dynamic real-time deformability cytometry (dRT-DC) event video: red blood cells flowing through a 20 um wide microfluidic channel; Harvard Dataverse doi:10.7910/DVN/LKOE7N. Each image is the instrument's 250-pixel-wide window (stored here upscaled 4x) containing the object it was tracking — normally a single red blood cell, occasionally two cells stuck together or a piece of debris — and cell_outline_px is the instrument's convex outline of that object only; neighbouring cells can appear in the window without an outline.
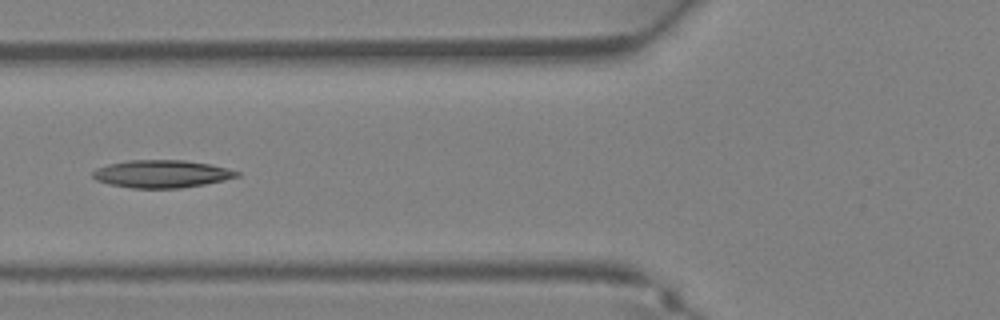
{"species": "Egyptian fruit bat (a non-hibernating species)", "species_latin": "Rousettus aegyptiacus", "temperature_condition": "warm", "stored_images_in_passage": 36, "camera_frame_rate_fps": 3000, "um_per_image_px": 0.085, "animal": {"sex": "female"}, "frame": {"image": 1, "passage_image": 14, "time_ms": 4.333, "image_size_px": [1000, 320], "cell_outline_px": [[240, 176], [224, 180], [204, 184], [180, 188], [132, 188], [112, 184], [96, 180], [92, 176], [92, 172], [96, 168], [108, 164], [128, 160], [184, 160], [212, 164], [240, 172]], "centroid_in_image_um": [13.75, 14.77], "position_along_channel_um": 112.0, "area_um2": 23.18}}
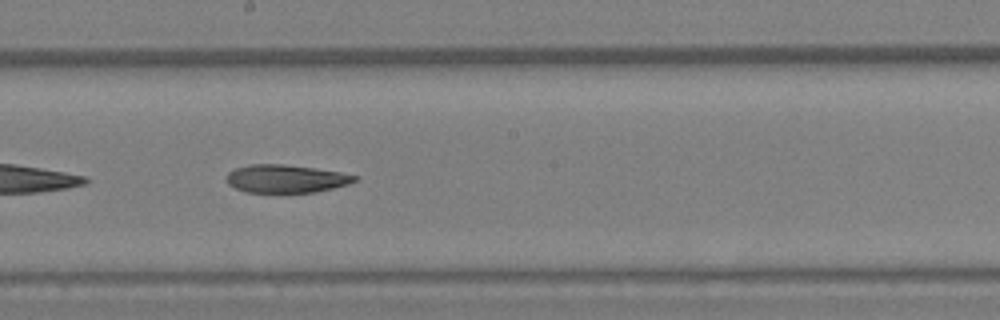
{"frame": {"image": 2, "passage_image": 20, "time_ms": 6.333, "image_size_px": [1000, 320], "cell_outline_px": [[360, 176], [356, 180], [348, 184], [332, 188], [312, 192], [248, 192], [236, 188], [228, 184], [228, 172], [236, 168], [248, 164], [284, 164], [316, 168], [340, 172]], "centroid_in_image_um": [24.32, 15.17], "position_along_channel_um": 223.9, "area_um2": 20.75}}
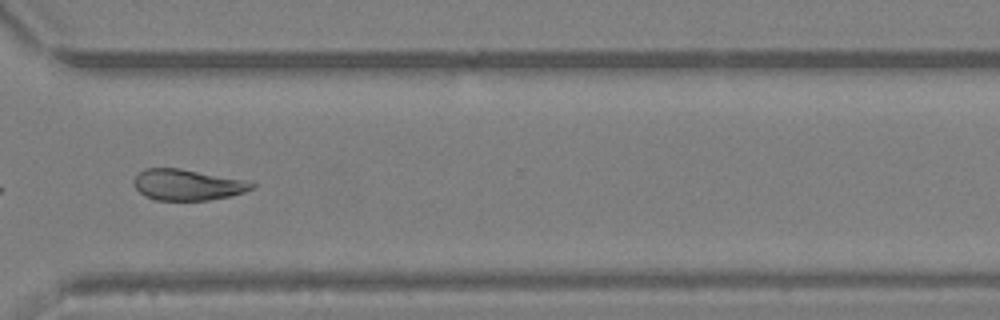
{"frame": {"image": 3, "passage_image": 27, "time_ms": 8.667, "image_size_px": [1000, 320], "cell_outline_px": [[256, 184], [252, 188], [244, 192], [228, 196], [208, 200], [156, 200], [140, 192], [136, 188], [132, 180], [144, 168], [180, 168], [252, 180]], "centroid_in_image_um": [15.99, 15.68], "position_along_channel_um": 354.6, "area_um2": 21.44}}